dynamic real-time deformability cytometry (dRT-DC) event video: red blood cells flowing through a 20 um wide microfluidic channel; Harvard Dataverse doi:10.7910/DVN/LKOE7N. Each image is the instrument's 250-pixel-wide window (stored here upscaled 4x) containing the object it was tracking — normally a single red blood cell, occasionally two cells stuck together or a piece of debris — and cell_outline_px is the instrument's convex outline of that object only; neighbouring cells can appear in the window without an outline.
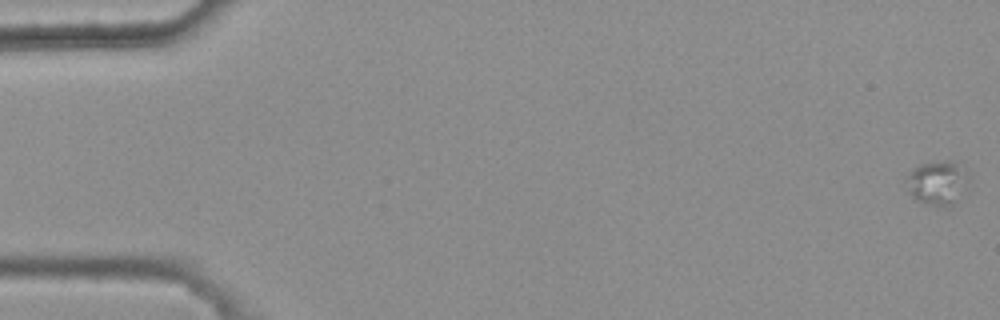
{"species": "common noctule bat (a hibernating species)", "species_latin": "Nyctalus noctula", "temperature_condition": "warm", "stored_images_in_passage": 4, "camera_frame_rate_fps": 3000, "um_per_image_px": 0.085, "animal": {"sex": "female", "body_mass_g": 25.1}, "frame": {"image": 1, "passage_image": 1, "time_ms": 0.0, "image_size_px": [1000, 320], "cell_outline_px": [[968, 180], [952, 204], [928, 204], [916, 200], [908, 192], [908, 176], [920, 164], [948, 160], [956, 164], [968, 176]], "centroid_in_image_um": [79.63, 15.52], "position_along_channel_um": 5.4, "area_um2": 14.8}}